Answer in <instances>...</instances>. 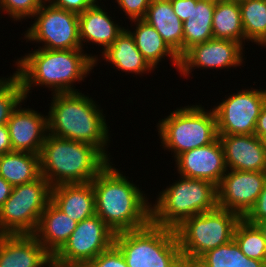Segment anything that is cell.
<instances>
[{"mask_svg":"<svg viewBox=\"0 0 266 267\" xmlns=\"http://www.w3.org/2000/svg\"><path fill=\"white\" fill-rule=\"evenodd\" d=\"M82 49L49 50L38 48L18 58L14 74L20 79L25 99L33 86L51 88L52 94L78 92L74 82H81L100 61ZM99 60V61H98Z\"/></svg>","mask_w":266,"mask_h":267,"instance_id":"1","label":"cell"},{"mask_svg":"<svg viewBox=\"0 0 266 267\" xmlns=\"http://www.w3.org/2000/svg\"><path fill=\"white\" fill-rule=\"evenodd\" d=\"M113 165L109 162L91 181L96 215L115 234L143 228L151 222L152 203Z\"/></svg>","mask_w":266,"mask_h":267,"instance_id":"2","label":"cell"},{"mask_svg":"<svg viewBox=\"0 0 266 267\" xmlns=\"http://www.w3.org/2000/svg\"><path fill=\"white\" fill-rule=\"evenodd\" d=\"M52 96L47 113L48 133L93 145L111 161V155L106 151L110 143V126L96 101L80 91L54 93Z\"/></svg>","mask_w":266,"mask_h":267,"instance_id":"3","label":"cell"},{"mask_svg":"<svg viewBox=\"0 0 266 267\" xmlns=\"http://www.w3.org/2000/svg\"><path fill=\"white\" fill-rule=\"evenodd\" d=\"M39 157L41 175L52 187L91 182L110 162L93 145L49 133Z\"/></svg>","mask_w":266,"mask_h":267,"instance_id":"4","label":"cell"},{"mask_svg":"<svg viewBox=\"0 0 266 267\" xmlns=\"http://www.w3.org/2000/svg\"><path fill=\"white\" fill-rule=\"evenodd\" d=\"M158 194L151 204V222L173 230L186 219L218 207L217 186L202 179L180 176Z\"/></svg>","mask_w":266,"mask_h":267,"instance_id":"5","label":"cell"},{"mask_svg":"<svg viewBox=\"0 0 266 267\" xmlns=\"http://www.w3.org/2000/svg\"><path fill=\"white\" fill-rule=\"evenodd\" d=\"M114 245L128 267H173L182 258L175 230L152 222L140 229L116 233Z\"/></svg>","mask_w":266,"mask_h":267,"instance_id":"6","label":"cell"},{"mask_svg":"<svg viewBox=\"0 0 266 267\" xmlns=\"http://www.w3.org/2000/svg\"><path fill=\"white\" fill-rule=\"evenodd\" d=\"M200 105L179 107L158 121V136L164 150H171L174 159L181 153L213 143L218 138L213 109Z\"/></svg>","mask_w":266,"mask_h":267,"instance_id":"7","label":"cell"},{"mask_svg":"<svg viewBox=\"0 0 266 267\" xmlns=\"http://www.w3.org/2000/svg\"><path fill=\"white\" fill-rule=\"evenodd\" d=\"M240 220L238 214L219 207L186 219L174 229L182 258L195 263L206 252L230 242Z\"/></svg>","mask_w":266,"mask_h":267,"instance_id":"8","label":"cell"},{"mask_svg":"<svg viewBox=\"0 0 266 267\" xmlns=\"http://www.w3.org/2000/svg\"><path fill=\"white\" fill-rule=\"evenodd\" d=\"M50 183L41 175L16 185L0 207V235L34 234L42 212L51 201Z\"/></svg>","mask_w":266,"mask_h":267,"instance_id":"9","label":"cell"},{"mask_svg":"<svg viewBox=\"0 0 266 267\" xmlns=\"http://www.w3.org/2000/svg\"><path fill=\"white\" fill-rule=\"evenodd\" d=\"M33 18V24L23 35L26 41L43 43L38 48L49 50L82 49L78 14L44 1Z\"/></svg>","mask_w":266,"mask_h":267,"instance_id":"10","label":"cell"},{"mask_svg":"<svg viewBox=\"0 0 266 267\" xmlns=\"http://www.w3.org/2000/svg\"><path fill=\"white\" fill-rule=\"evenodd\" d=\"M265 103V89L251 87L230 94L212 108L218 135L255 134L257 120Z\"/></svg>","mask_w":266,"mask_h":267,"instance_id":"11","label":"cell"},{"mask_svg":"<svg viewBox=\"0 0 266 267\" xmlns=\"http://www.w3.org/2000/svg\"><path fill=\"white\" fill-rule=\"evenodd\" d=\"M115 233L98 216L84 219L55 254L61 267H77L95 259L114 244Z\"/></svg>","mask_w":266,"mask_h":267,"instance_id":"12","label":"cell"},{"mask_svg":"<svg viewBox=\"0 0 266 267\" xmlns=\"http://www.w3.org/2000/svg\"><path fill=\"white\" fill-rule=\"evenodd\" d=\"M265 185L266 172L227 170L217 186L218 207L244 218Z\"/></svg>","mask_w":266,"mask_h":267,"instance_id":"13","label":"cell"},{"mask_svg":"<svg viewBox=\"0 0 266 267\" xmlns=\"http://www.w3.org/2000/svg\"><path fill=\"white\" fill-rule=\"evenodd\" d=\"M244 46L228 39H211L189 48L180 57L178 72L188 77L192 69H221L242 66ZM195 67V68H194Z\"/></svg>","mask_w":266,"mask_h":267,"instance_id":"14","label":"cell"},{"mask_svg":"<svg viewBox=\"0 0 266 267\" xmlns=\"http://www.w3.org/2000/svg\"><path fill=\"white\" fill-rule=\"evenodd\" d=\"M175 162L179 176L206 180L216 186L227 171L219 138L206 146L181 153L175 158Z\"/></svg>","mask_w":266,"mask_h":267,"instance_id":"15","label":"cell"},{"mask_svg":"<svg viewBox=\"0 0 266 267\" xmlns=\"http://www.w3.org/2000/svg\"><path fill=\"white\" fill-rule=\"evenodd\" d=\"M21 104L7 122L12 151L39 155L48 135V115L44 116L31 108H22Z\"/></svg>","mask_w":266,"mask_h":267,"instance_id":"16","label":"cell"},{"mask_svg":"<svg viewBox=\"0 0 266 267\" xmlns=\"http://www.w3.org/2000/svg\"><path fill=\"white\" fill-rule=\"evenodd\" d=\"M227 170L266 172V152L255 134L218 135Z\"/></svg>","mask_w":266,"mask_h":267,"instance_id":"17","label":"cell"},{"mask_svg":"<svg viewBox=\"0 0 266 267\" xmlns=\"http://www.w3.org/2000/svg\"><path fill=\"white\" fill-rule=\"evenodd\" d=\"M106 8L99 3L91 5L83 13L78 15L79 39L82 50L86 43L102 46L101 53H104L125 29L113 21L111 14L108 15ZM84 42V43H83ZM86 42V43H85Z\"/></svg>","mask_w":266,"mask_h":267,"instance_id":"18","label":"cell"},{"mask_svg":"<svg viewBox=\"0 0 266 267\" xmlns=\"http://www.w3.org/2000/svg\"><path fill=\"white\" fill-rule=\"evenodd\" d=\"M77 224L78 222L50 201L42 212L33 235L47 253L55 255L68 241Z\"/></svg>","mask_w":266,"mask_h":267,"instance_id":"19","label":"cell"},{"mask_svg":"<svg viewBox=\"0 0 266 267\" xmlns=\"http://www.w3.org/2000/svg\"><path fill=\"white\" fill-rule=\"evenodd\" d=\"M51 201L78 223L96 214L91 182L54 186L51 189Z\"/></svg>","mask_w":266,"mask_h":267,"instance_id":"20","label":"cell"},{"mask_svg":"<svg viewBox=\"0 0 266 267\" xmlns=\"http://www.w3.org/2000/svg\"><path fill=\"white\" fill-rule=\"evenodd\" d=\"M46 254L33 234L0 235V267H33Z\"/></svg>","mask_w":266,"mask_h":267,"instance_id":"21","label":"cell"},{"mask_svg":"<svg viewBox=\"0 0 266 267\" xmlns=\"http://www.w3.org/2000/svg\"><path fill=\"white\" fill-rule=\"evenodd\" d=\"M143 20L157 30L179 57L183 55V22L174 13L170 0H152Z\"/></svg>","mask_w":266,"mask_h":267,"instance_id":"22","label":"cell"},{"mask_svg":"<svg viewBox=\"0 0 266 267\" xmlns=\"http://www.w3.org/2000/svg\"><path fill=\"white\" fill-rule=\"evenodd\" d=\"M102 56V60L112 63V66L114 65L113 67L121 72H129L137 76L154 71L137 49L134 37L126 27L113 44L101 54Z\"/></svg>","mask_w":266,"mask_h":267,"instance_id":"23","label":"cell"},{"mask_svg":"<svg viewBox=\"0 0 266 267\" xmlns=\"http://www.w3.org/2000/svg\"><path fill=\"white\" fill-rule=\"evenodd\" d=\"M136 25L133 32L127 28L130 34L134 37L136 47L141 52L145 60L155 70L159 62L165 57H170L171 63L177 70L180 66V57L169 47L163 40L157 30L149 25L145 20H133Z\"/></svg>","mask_w":266,"mask_h":267,"instance_id":"24","label":"cell"},{"mask_svg":"<svg viewBox=\"0 0 266 267\" xmlns=\"http://www.w3.org/2000/svg\"><path fill=\"white\" fill-rule=\"evenodd\" d=\"M216 0H191V12L183 22V54L192 46L213 39L212 19Z\"/></svg>","mask_w":266,"mask_h":267,"instance_id":"25","label":"cell"},{"mask_svg":"<svg viewBox=\"0 0 266 267\" xmlns=\"http://www.w3.org/2000/svg\"><path fill=\"white\" fill-rule=\"evenodd\" d=\"M0 176L13 187L36 180L41 176L39 155L22 151L3 154Z\"/></svg>","mask_w":266,"mask_h":267,"instance_id":"26","label":"cell"},{"mask_svg":"<svg viewBox=\"0 0 266 267\" xmlns=\"http://www.w3.org/2000/svg\"><path fill=\"white\" fill-rule=\"evenodd\" d=\"M214 39H228L245 45L239 2L216 0L212 19ZM244 42V43H243Z\"/></svg>","mask_w":266,"mask_h":267,"instance_id":"27","label":"cell"},{"mask_svg":"<svg viewBox=\"0 0 266 267\" xmlns=\"http://www.w3.org/2000/svg\"><path fill=\"white\" fill-rule=\"evenodd\" d=\"M196 267H265L264 261L248 258L233 240L203 254Z\"/></svg>","mask_w":266,"mask_h":267,"instance_id":"28","label":"cell"},{"mask_svg":"<svg viewBox=\"0 0 266 267\" xmlns=\"http://www.w3.org/2000/svg\"><path fill=\"white\" fill-rule=\"evenodd\" d=\"M245 41L260 45L266 39V0L239 2Z\"/></svg>","mask_w":266,"mask_h":267,"instance_id":"29","label":"cell"},{"mask_svg":"<svg viewBox=\"0 0 266 267\" xmlns=\"http://www.w3.org/2000/svg\"><path fill=\"white\" fill-rule=\"evenodd\" d=\"M233 239L248 258L266 263V240L256 225L241 218L235 227Z\"/></svg>","mask_w":266,"mask_h":267,"instance_id":"30","label":"cell"},{"mask_svg":"<svg viewBox=\"0 0 266 267\" xmlns=\"http://www.w3.org/2000/svg\"><path fill=\"white\" fill-rule=\"evenodd\" d=\"M24 100L20 79L14 73L8 78L0 76V125L7 124L12 112Z\"/></svg>","mask_w":266,"mask_h":267,"instance_id":"31","label":"cell"},{"mask_svg":"<svg viewBox=\"0 0 266 267\" xmlns=\"http://www.w3.org/2000/svg\"><path fill=\"white\" fill-rule=\"evenodd\" d=\"M45 0H0L1 10L14 21L33 18Z\"/></svg>","mask_w":266,"mask_h":267,"instance_id":"32","label":"cell"},{"mask_svg":"<svg viewBox=\"0 0 266 267\" xmlns=\"http://www.w3.org/2000/svg\"><path fill=\"white\" fill-rule=\"evenodd\" d=\"M77 267H128L121 251L113 244L108 250L95 259L82 263Z\"/></svg>","mask_w":266,"mask_h":267,"instance_id":"33","label":"cell"},{"mask_svg":"<svg viewBox=\"0 0 266 267\" xmlns=\"http://www.w3.org/2000/svg\"><path fill=\"white\" fill-rule=\"evenodd\" d=\"M152 0H116L118 8L127 15L130 21L144 19Z\"/></svg>","mask_w":266,"mask_h":267,"instance_id":"34","label":"cell"},{"mask_svg":"<svg viewBox=\"0 0 266 267\" xmlns=\"http://www.w3.org/2000/svg\"><path fill=\"white\" fill-rule=\"evenodd\" d=\"M250 224H256L258 221L266 220V185L260 192L255 205L244 217Z\"/></svg>","mask_w":266,"mask_h":267,"instance_id":"35","label":"cell"},{"mask_svg":"<svg viewBox=\"0 0 266 267\" xmlns=\"http://www.w3.org/2000/svg\"><path fill=\"white\" fill-rule=\"evenodd\" d=\"M52 6L67 10L76 14L83 13L94 3L91 0H46Z\"/></svg>","mask_w":266,"mask_h":267,"instance_id":"36","label":"cell"},{"mask_svg":"<svg viewBox=\"0 0 266 267\" xmlns=\"http://www.w3.org/2000/svg\"><path fill=\"white\" fill-rule=\"evenodd\" d=\"M174 13L184 22L191 12V0H170Z\"/></svg>","mask_w":266,"mask_h":267,"instance_id":"37","label":"cell"},{"mask_svg":"<svg viewBox=\"0 0 266 267\" xmlns=\"http://www.w3.org/2000/svg\"><path fill=\"white\" fill-rule=\"evenodd\" d=\"M12 151L10 135L7 124L0 125V156Z\"/></svg>","mask_w":266,"mask_h":267,"instance_id":"38","label":"cell"},{"mask_svg":"<svg viewBox=\"0 0 266 267\" xmlns=\"http://www.w3.org/2000/svg\"><path fill=\"white\" fill-rule=\"evenodd\" d=\"M255 135L260 139L266 135V103L260 111L256 124Z\"/></svg>","mask_w":266,"mask_h":267,"instance_id":"39","label":"cell"},{"mask_svg":"<svg viewBox=\"0 0 266 267\" xmlns=\"http://www.w3.org/2000/svg\"><path fill=\"white\" fill-rule=\"evenodd\" d=\"M12 190L13 186L0 176V207L10 197Z\"/></svg>","mask_w":266,"mask_h":267,"instance_id":"40","label":"cell"},{"mask_svg":"<svg viewBox=\"0 0 266 267\" xmlns=\"http://www.w3.org/2000/svg\"><path fill=\"white\" fill-rule=\"evenodd\" d=\"M61 267V265L56 260L54 254L47 253L35 266L33 267Z\"/></svg>","mask_w":266,"mask_h":267,"instance_id":"41","label":"cell"},{"mask_svg":"<svg viewBox=\"0 0 266 267\" xmlns=\"http://www.w3.org/2000/svg\"><path fill=\"white\" fill-rule=\"evenodd\" d=\"M173 267H196L193 261L181 258Z\"/></svg>","mask_w":266,"mask_h":267,"instance_id":"42","label":"cell"},{"mask_svg":"<svg viewBox=\"0 0 266 267\" xmlns=\"http://www.w3.org/2000/svg\"><path fill=\"white\" fill-rule=\"evenodd\" d=\"M255 225L262 232L263 237L266 240V220L258 221Z\"/></svg>","mask_w":266,"mask_h":267,"instance_id":"43","label":"cell"},{"mask_svg":"<svg viewBox=\"0 0 266 267\" xmlns=\"http://www.w3.org/2000/svg\"><path fill=\"white\" fill-rule=\"evenodd\" d=\"M261 141H262V144H263V148L266 152V135H264L262 138H261Z\"/></svg>","mask_w":266,"mask_h":267,"instance_id":"44","label":"cell"},{"mask_svg":"<svg viewBox=\"0 0 266 267\" xmlns=\"http://www.w3.org/2000/svg\"><path fill=\"white\" fill-rule=\"evenodd\" d=\"M259 46H261V47L264 46L265 47L266 46V39Z\"/></svg>","mask_w":266,"mask_h":267,"instance_id":"45","label":"cell"},{"mask_svg":"<svg viewBox=\"0 0 266 267\" xmlns=\"http://www.w3.org/2000/svg\"><path fill=\"white\" fill-rule=\"evenodd\" d=\"M225 1L240 2V1H243V0H225Z\"/></svg>","mask_w":266,"mask_h":267,"instance_id":"46","label":"cell"},{"mask_svg":"<svg viewBox=\"0 0 266 267\" xmlns=\"http://www.w3.org/2000/svg\"><path fill=\"white\" fill-rule=\"evenodd\" d=\"M94 4L99 3L98 0H91Z\"/></svg>","mask_w":266,"mask_h":267,"instance_id":"47","label":"cell"}]
</instances>
